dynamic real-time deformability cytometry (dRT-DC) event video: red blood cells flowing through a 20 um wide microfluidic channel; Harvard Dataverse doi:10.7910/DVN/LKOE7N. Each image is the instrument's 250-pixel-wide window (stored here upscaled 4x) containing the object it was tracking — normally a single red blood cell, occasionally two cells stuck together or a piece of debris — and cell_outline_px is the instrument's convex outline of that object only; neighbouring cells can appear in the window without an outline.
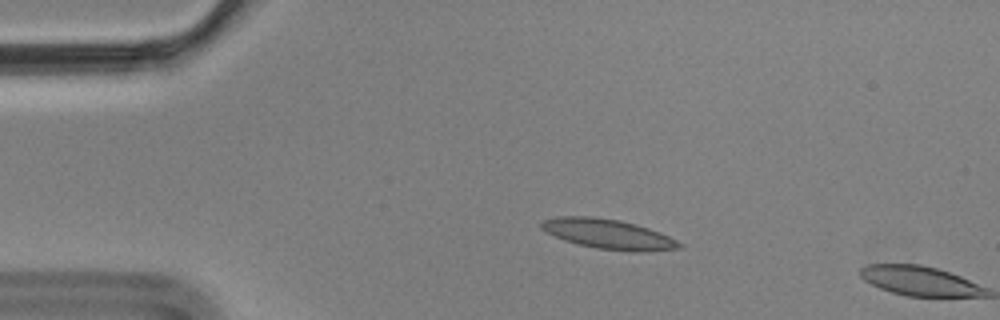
{"species": "Egyptian fruit bat (a non-hibernating species)", "species_latin": "Rousettus aegyptiacus", "temperature_condition": "cold", "stored_images_in_passage": 4, "camera_frame_rate_fps": 3000, "um_per_image_px": 0.085, "animal": {"sex": "male"}, "frame": {"image": 1, "passage_image": 3, "time_ms": 0.667, "image_size_px": [1000, 320], "cell_outline_px": [[684, 244], [680, 248], [644, 252], [628, 252], [596, 248], [564, 240], [540, 228], [540, 224], [544, 220], [560, 216], [592, 216], [620, 220], [636, 224], [660, 232]], "centroid_in_image_um": [51.74, 19.9], "position_along_channel_um": 33.3, "area_um2": 23.93}}